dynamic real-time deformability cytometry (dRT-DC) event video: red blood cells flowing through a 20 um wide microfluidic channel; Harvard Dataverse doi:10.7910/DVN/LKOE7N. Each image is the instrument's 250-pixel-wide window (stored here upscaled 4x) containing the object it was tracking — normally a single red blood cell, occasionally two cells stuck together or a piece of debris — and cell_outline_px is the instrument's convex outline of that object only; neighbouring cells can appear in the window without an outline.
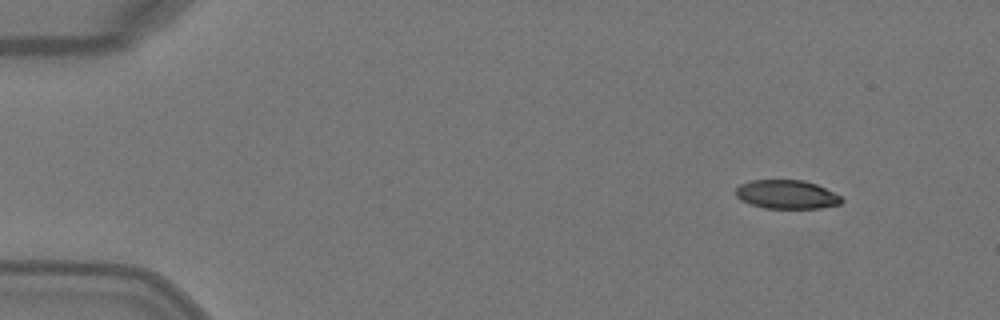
{"species": "Egyptian fruit bat (a non-hibernating species)", "species_latin": "Rousettus aegyptiacus", "temperature_condition": "warm", "stored_images_in_passage": 3, "camera_frame_rate_fps": 3000, "um_per_image_px": 0.085, "animal": {"sex": "female"}, "frame": {"image": 1, "passage_image": 1, "time_ms": 0.0, "image_size_px": [1000, 320], "cell_outline_px": [[844, 200], [840, 204], [820, 208], [764, 208], [748, 204], [740, 200], [736, 196], [736, 188], [740, 184], [752, 180], [804, 180], [816, 184], [840, 196]], "centroid_in_image_um": [66.83, 16.53], "position_along_channel_um": 18.2, "area_um2": 17.74}}
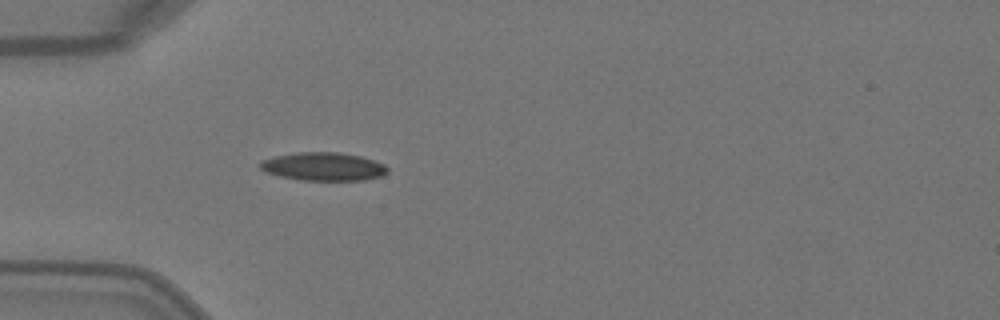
{"frame": {"image": 2, "passage_image": 3, "time_ms": 0.667, "image_size_px": [1000, 320], "cell_outline_px": [[388, 172], [384, 176], [364, 180], [300, 180], [280, 176], [264, 172], [260, 168], [260, 160], [276, 156], [296, 152], [340, 152], [360, 156], [384, 164], [388, 168]], "centroid_in_image_um": [27.49, 14.16], "position_along_channel_um": 57.5, "area_um2": 21.1}}